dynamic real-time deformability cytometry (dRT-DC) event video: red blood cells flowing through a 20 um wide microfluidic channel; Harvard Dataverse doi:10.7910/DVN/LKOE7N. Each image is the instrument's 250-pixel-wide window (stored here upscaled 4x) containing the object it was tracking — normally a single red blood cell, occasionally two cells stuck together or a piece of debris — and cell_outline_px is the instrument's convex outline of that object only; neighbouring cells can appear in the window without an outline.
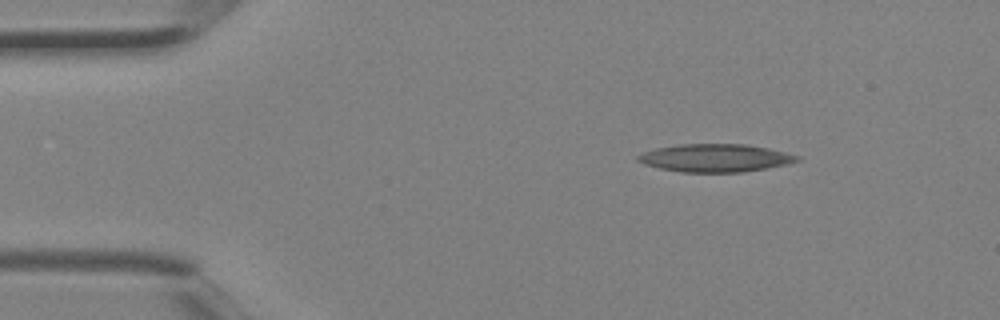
{"species": "Egyptian fruit bat (a non-hibernating species)", "species_latin": "Rousettus aegyptiacus", "temperature_condition": "room temperature", "stored_images_in_passage": 3, "segment_of_instrument_passage": [1, 2], "camera_frame_rate_fps": 3000, "um_per_image_px": 0.085, "animal": {"sex": "female"}, "frame": {"image": 1, "passage_image": 1, "time_ms": 0.0, "image_size_px": [1000, 320], "cell_outline_px": [[800, 160], [788, 164], [768, 168], [740, 172], [680, 172], [660, 168], [644, 164], [636, 160], [636, 156], [644, 152], [656, 148], [680, 144], [748, 144], [768, 148], [800, 156]], "centroid_in_image_um": [60.8, 13.42], "position_along_channel_um": 24.2, "area_um2": 25.89}}